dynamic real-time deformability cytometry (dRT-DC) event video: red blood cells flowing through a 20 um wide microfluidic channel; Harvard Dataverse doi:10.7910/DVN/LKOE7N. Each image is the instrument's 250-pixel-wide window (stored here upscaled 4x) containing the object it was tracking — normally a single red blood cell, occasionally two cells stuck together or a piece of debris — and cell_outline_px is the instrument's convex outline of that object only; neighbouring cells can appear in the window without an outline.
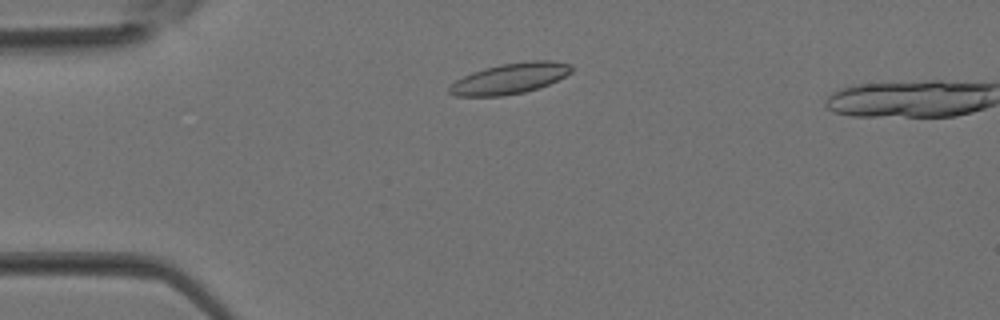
{"species": "Egyptian fruit bat (a non-hibernating species)", "species_latin": "Rousettus aegyptiacus", "temperature_condition": "room temperature", "stored_images_in_passage": 7, "camera_frame_rate_fps": 3000, "um_per_image_px": 0.085, "animal": {"sex": "female"}, "frame": {"image": 1, "passage_image": 6, "time_ms": 1.667, "image_size_px": [1000, 320], "cell_outline_px": [[572, 72], [548, 84], [524, 92], [504, 96], [456, 96], [448, 92], [448, 88], [456, 80], [472, 72], [484, 68], [504, 64], [532, 60], [552, 60], [572, 64]], "centroid_in_image_um": [43.34, 6.67], "position_along_channel_um": 41.7, "area_um2": 21.68}}